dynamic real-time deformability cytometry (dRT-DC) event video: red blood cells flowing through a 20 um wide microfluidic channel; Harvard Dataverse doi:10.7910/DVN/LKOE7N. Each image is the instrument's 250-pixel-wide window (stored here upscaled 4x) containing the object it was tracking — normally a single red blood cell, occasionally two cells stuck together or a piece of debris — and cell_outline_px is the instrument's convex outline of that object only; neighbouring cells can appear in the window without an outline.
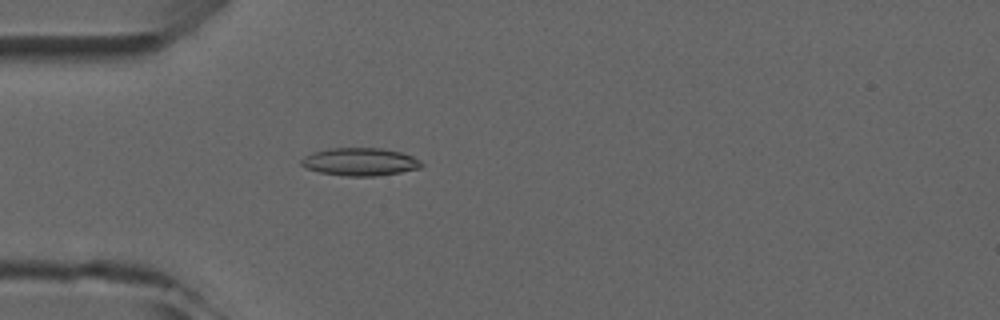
{"species": "common noctule bat (a hibernating species)", "species_latin": "Nyctalus noctula", "temperature_condition": "room temperature", "stored_images_in_passage": 3, "camera_frame_rate_fps": 3000, "um_per_image_px": 0.085, "animal": {"sex": "male", "forearm_length_mm": 52.5}, "frame": {"image": 1, "passage_image": 3, "time_ms": 3.0, "image_size_px": [1000, 320], "cell_outline_px": [[424, 164], [420, 168], [400, 172], [376, 176], [348, 176], [320, 172], [308, 168], [300, 164], [300, 160], [304, 156], [312, 152], [332, 148], [380, 148], [400, 152], [412, 156], [420, 160]], "centroid_in_image_um": [30.61, 13.75], "position_along_channel_um": 54.4, "area_um2": 19.36}}